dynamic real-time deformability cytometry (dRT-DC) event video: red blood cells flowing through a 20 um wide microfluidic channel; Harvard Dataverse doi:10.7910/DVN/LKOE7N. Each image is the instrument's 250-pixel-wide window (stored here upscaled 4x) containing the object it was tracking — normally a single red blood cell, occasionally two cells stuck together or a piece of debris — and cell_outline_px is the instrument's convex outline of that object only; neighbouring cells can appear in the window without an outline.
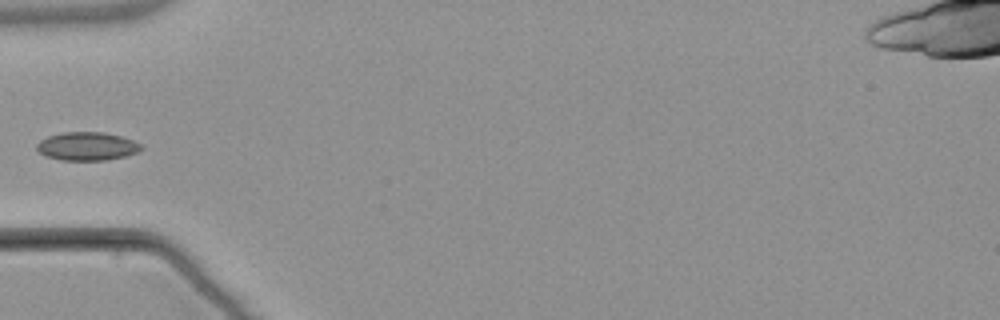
{"species": "common noctule bat (a hibernating species)", "species_latin": "Nyctalus noctula", "temperature_condition": "warm", "stored_images_in_passage": 37, "camera_frame_rate_fps": 3000, "um_per_image_px": 0.085, "animal": {"sex": "male", "body_mass_g": 21.5, "forearm_length_mm": 52.0}, "frame": {"image": 1, "passage_image": 1, "time_ms": 0.0, "image_size_px": [1000, 320], "cell_outline_px": [[144, 148], [136, 152], [124, 156], [108, 160], [60, 160], [44, 156], [36, 148], [36, 144], [40, 140], [48, 136], [64, 132], [104, 132], [120, 136], [132, 140], [140, 144]], "centroid_in_image_um": [7.37, 12.43], "position_along_channel_um": 77.6, "area_um2": 17.22}}
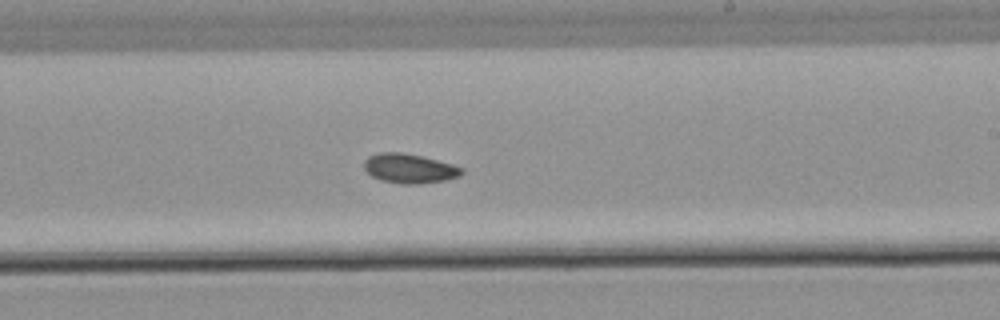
{"frame": {"image": 2, "passage_image": 15, "time_ms": 4.667, "image_size_px": [1000, 320], "cell_outline_px": [[464, 172], [460, 176], [444, 180], [416, 184], [400, 184], [380, 180], [372, 176], [364, 168], [364, 160], [368, 156], [380, 152], [400, 152], [420, 156], [452, 164], [464, 168]], "centroid_in_image_um": [34.79, 14.32], "position_along_channel_um": 254.2, "area_um2": 16.7}}
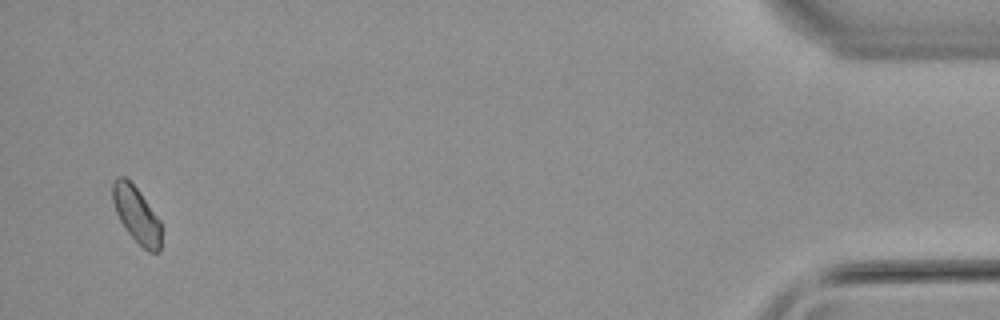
{"frame": {"image": 3, "passage_image": 35, "time_ms": 11.333, "image_size_px": [1000, 320], "cell_outline_px": [[160, 252], [148, 252], [128, 232], [120, 220], [116, 212], [112, 200], [112, 180], [116, 176], [124, 176], [140, 192], [160, 220]], "centroid_in_image_um": [11.58, 18.21], "position_along_channel_um": 423.6, "area_um2": 15.72}}